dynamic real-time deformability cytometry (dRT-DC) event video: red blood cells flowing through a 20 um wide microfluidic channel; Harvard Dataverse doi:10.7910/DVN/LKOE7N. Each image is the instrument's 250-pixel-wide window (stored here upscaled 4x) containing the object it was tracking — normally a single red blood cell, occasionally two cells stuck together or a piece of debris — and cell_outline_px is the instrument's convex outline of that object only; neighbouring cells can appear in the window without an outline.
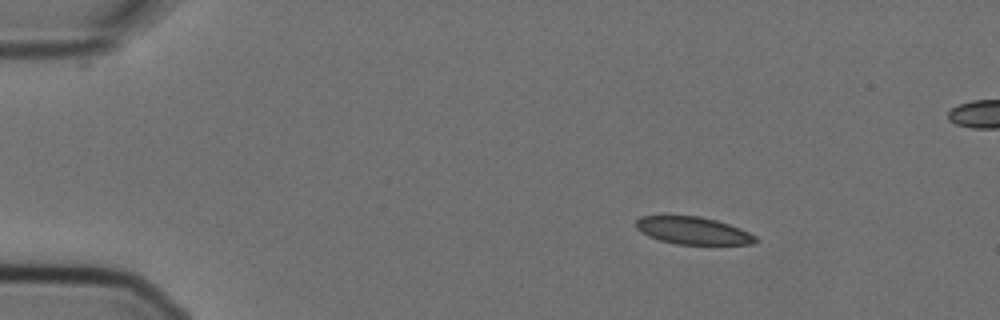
{"species": "Egyptian fruit bat (a non-hibernating species)", "species_latin": "Rousettus aegyptiacus", "temperature_condition": "cold", "stored_images_in_passage": 4, "camera_frame_rate_fps": 3000, "um_per_image_px": 0.085, "animal": {"sex": "female"}, "frame": {"image": 1, "passage_image": 1, "time_ms": 0.0, "image_size_px": [1000, 320], "cell_outline_px": [[760, 240], [752, 244], [676, 244], [660, 240], [648, 236], [640, 232], [636, 228], [636, 220], [640, 216], [700, 216], [716, 220], [740, 228], [756, 236]], "centroid_in_image_um": [58.9, 19.6], "position_along_channel_um": 26.1, "area_um2": 19.07}}
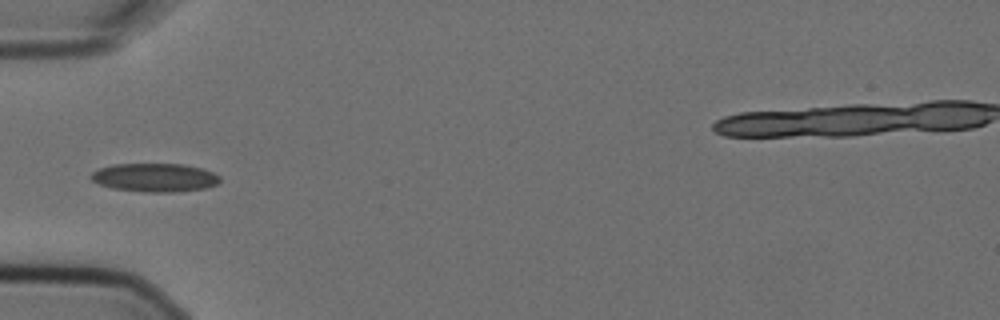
{"frame": {"image": 2, "passage_image": 4, "time_ms": 1.0, "image_size_px": [1000, 320], "cell_outline_px": [[220, 180], [216, 184], [204, 188], [172, 192], [144, 192], [112, 188], [100, 184], [92, 180], [88, 176], [92, 172], [100, 168], [112, 164], [184, 164], [200, 168], [212, 172], [220, 176]], "centroid_in_image_um": [13.12, 15.09], "position_along_channel_um": 71.9, "area_um2": 21.33}}